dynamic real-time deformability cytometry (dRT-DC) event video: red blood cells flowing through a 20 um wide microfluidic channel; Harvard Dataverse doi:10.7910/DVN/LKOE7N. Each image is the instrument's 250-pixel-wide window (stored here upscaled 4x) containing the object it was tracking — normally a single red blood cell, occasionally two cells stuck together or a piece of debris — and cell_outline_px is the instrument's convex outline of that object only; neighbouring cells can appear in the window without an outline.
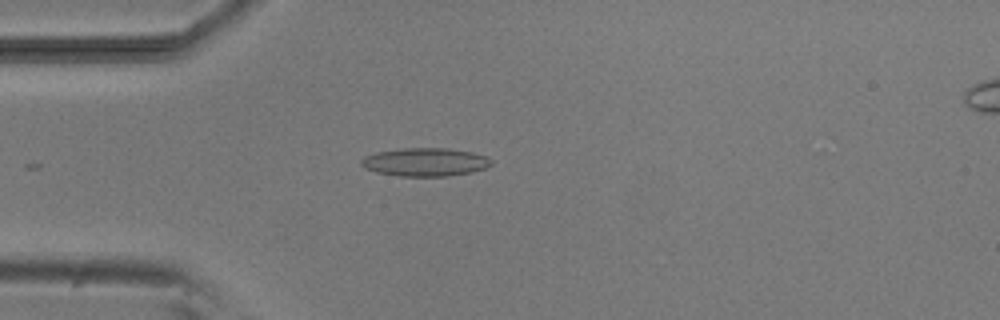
{"species": "common noctule bat (a hibernating species)", "species_latin": "Nyctalus noctula", "temperature_condition": "room temperature", "stored_images_in_passage": 5, "camera_frame_rate_fps": 3000, "um_per_image_px": 0.085, "animal": {"sex": "male", "body_mass_g": 20.5, "forearm_length_mm": 52.5}, "frame": {"image": 1, "passage_image": 3, "time_ms": 2.667, "image_size_px": [1000, 320], "cell_outline_px": [[492, 164], [484, 168], [472, 172], [448, 176], [400, 176], [376, 172], [364, 168], [360, 164], [360, 160], [364, 156], [376, 152], [404, 148], [448, 148], [472, 152], [488, 156], [492, 160]], "centroid_in_image_um": [36.13, 13.77], "position_along_channel_um": 48.9, "area_um2": 21.56}}
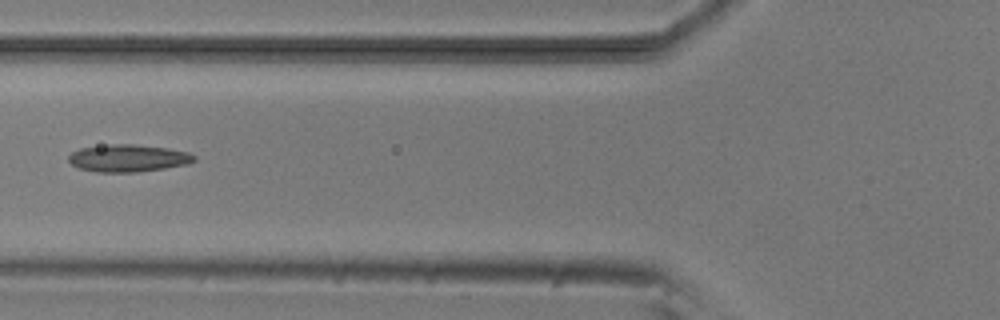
{"frame": {"image": 2, "passage_image": 5, "time_ms": 4.667, "image_size_px": [1000, 320], "cell_outline_px": [[196, 160], [188, 164], [164, 168], [136, 172], [96, 172], [80, 168], [72, 164], [68, 160], [68, 156], [72, 152], [80, 148], [108, 144], [132, 144], [168, 148], [188, 152], [196, 156]], "centroid_in_image_um": [10.9, 13.44], "position_along_channel_um": 114.9, "area_um2": 20.0}}